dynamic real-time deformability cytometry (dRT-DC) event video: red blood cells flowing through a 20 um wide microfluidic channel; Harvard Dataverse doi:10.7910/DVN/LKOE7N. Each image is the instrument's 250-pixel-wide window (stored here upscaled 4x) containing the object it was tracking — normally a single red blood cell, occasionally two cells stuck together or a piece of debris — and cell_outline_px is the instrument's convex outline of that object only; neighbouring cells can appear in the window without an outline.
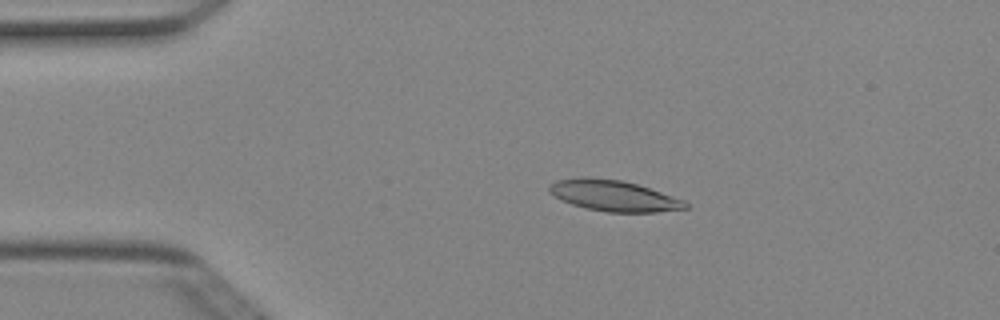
{"species": "Egyptian fruit bat (a non-hibernating species)", "species_latin": "Rousettus aegyptiacus", "temperature_condition": "cold", "stored_images_in_passage": 50, "camera_frame_rate_fps": 3000, "um_per_image_px": 0.085, "animal": {"sex": "female"}, "frame": {"image": 1, "passage_image": 10, "time_ms": 3.0, "image_size_px": [1000, 320], "cell_outline_px": [[688, 208], [656, 212], [608, 212], [588, 208], [572, 204], [560, 200], [548, 192], [548, 188], [556, 180], [580, 176], [588, 176], [624, 180], [684, 200], [688, 204]], "centroid_in_image_um": [52.12, 16.62], "position_along_channel_um": 32.9, "area_um2": 24.57}}
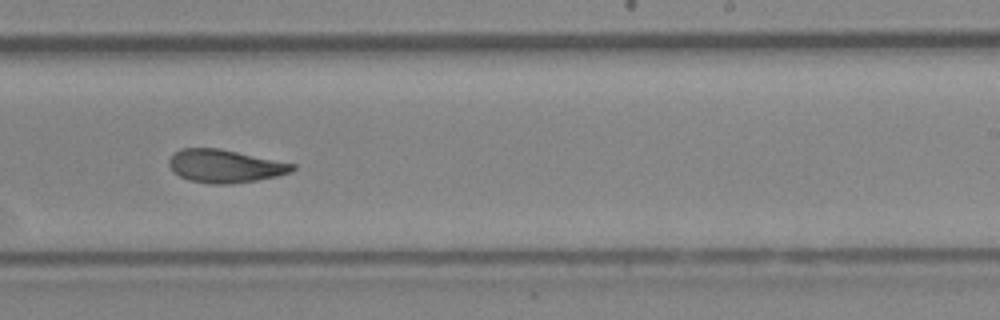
{"frame": {"image": 2, "passage_image": 31, "time_ms": 10.0, "image_size_px": [1000, 320], "cell_outline_px": [[296, 168], [292, 172], [276, 176], [256, 180], [232, 184], [208, 184], [192, 180], [180, 176], [172, 172], [168, 164], [168, 160], [180, 148], [220, 148], [296, 164]], "centroid_in_image_um": [19.12, 14.11], "position_along_channel_um": 269.9, "area_um2": 23.81}}
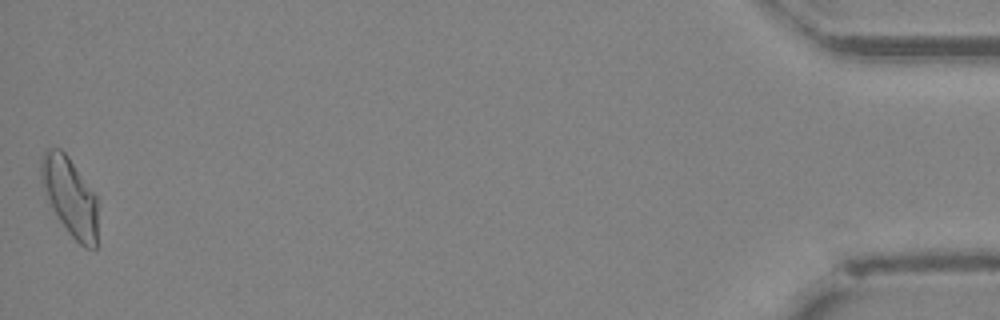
{"frame": {"image": 3, "passage_image": 50, "time_ms": 16.333, "image_size_px": [1000, 320], "cell_outline_px": [[96, 248], [84, 248], [68, 232], [56, 216], [48, 200], [40, 180], [40, 160], [44, 152], [48, 148], [60, 148], [68, 156], [96, 196]], "centroid_in_image_um": [5.9, 16.69], "position_along_channel_um": 429.3, "area_um2": 25.61}, "authors_computed_cell_mechanics": {"area_um2": 24.0737, "velocity_mm_per_s": 4.0163, "shape_relaxation_time_tau1_ms": 5.0962, "shape_relaxation_time_tau2_ms": 2.339, "deformation_change_tau1": 0.1613, "deformation_change_tau2": 0.0809}}